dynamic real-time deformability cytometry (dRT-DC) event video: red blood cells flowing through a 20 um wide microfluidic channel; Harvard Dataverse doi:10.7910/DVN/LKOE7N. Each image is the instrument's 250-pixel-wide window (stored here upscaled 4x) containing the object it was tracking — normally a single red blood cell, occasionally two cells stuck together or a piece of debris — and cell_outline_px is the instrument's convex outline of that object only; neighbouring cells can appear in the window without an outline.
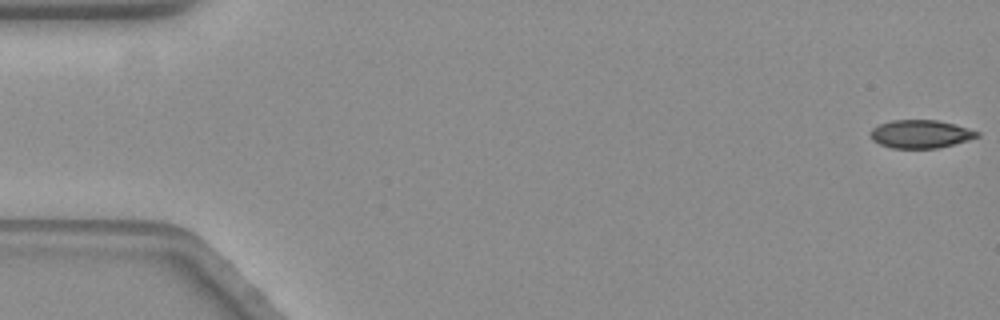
{"species": "common noctule bat (a hibernating species)", "species_latin": "Nyctalus noctula", "temperature_condition": "warm", "stored_images_in_passage": 54, "camera_frame_rate_fps": 3000, "um_per_image_px": 0.085, "animal": {"sex": "female", "body_mass_g": 19.3, "forearm_length_mm": 54.1}, "frame": {"image": 1, "passage_image": 1, "time_ms": 0.0, "image_size_px": [1000, 320], "cell_outline_px": [[980, 136], [952, 144], [936, 148], [892, 148], [880, 144], [872, 140], [872, 128], [880, 124], [892, 120], [936, 120], [968, 128], [980, 132]], "centroid_in_image_um": [78.24, 11.39], "position_along_channel_um": 6.8, "area_um2": 17.17}}
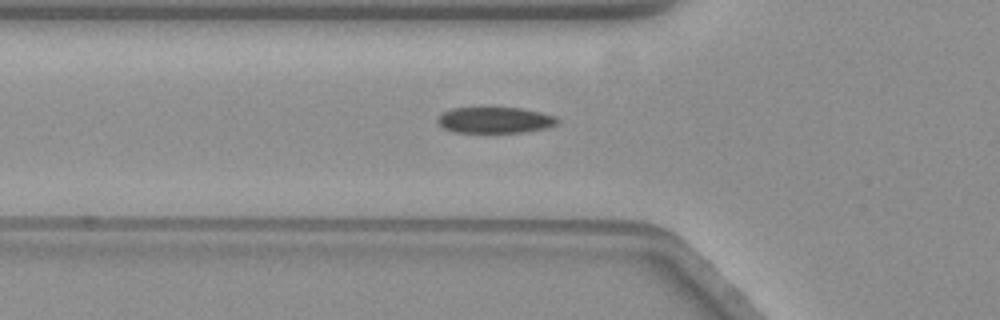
{"frame": {"image": 2, "passage_image": 20, "time_ms": 6.333, "image_size_px": [1000, 320], "cell_outline_px": [[560, 120], [556, 124], [548, 128], [524, 132], [452, 132], [444, 128], [436, 120], [436, 116], [452, 108], [484, 104], [520, 108], [540, 112], [556, 116]], "centroid_in_image_um": [42.03, 10.15], "position_along_channel_um": 83.8, "area_um2": 19.19}}
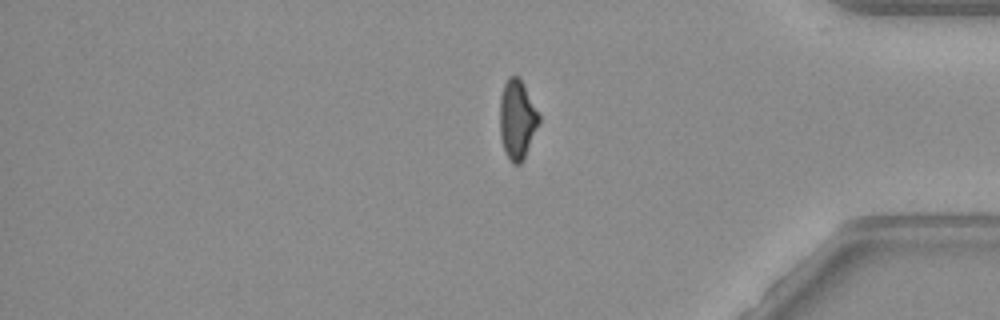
{"frame": {"image": 3, "passage_image": 48, "time_ms": 15.667, "image_size_px": [1000, 320], "cell_outline_px": [[540, 120], [524, 160], [520, 164], [512, 164], [504, 152], [500, 136], [500, 96], [504, 84], [508, 76], [520, 76], [540, 116]], "centroid_in_image_um": [43.95, 10.16], "position_along_channel_um": 391.3, "area_um2": 18.26}, "authors_computed_cell_mechanics": {"area_um2": 18.9873, "velocity_mm_per_s": 3.5549, "shape_relaxation_time_tau1_ms": 5.5106, "shape_relaxation_time_tau2_ms": 4.0048, "deformation_change_tau1": 0.1562, "deformation_change_tau2": 0.093}}